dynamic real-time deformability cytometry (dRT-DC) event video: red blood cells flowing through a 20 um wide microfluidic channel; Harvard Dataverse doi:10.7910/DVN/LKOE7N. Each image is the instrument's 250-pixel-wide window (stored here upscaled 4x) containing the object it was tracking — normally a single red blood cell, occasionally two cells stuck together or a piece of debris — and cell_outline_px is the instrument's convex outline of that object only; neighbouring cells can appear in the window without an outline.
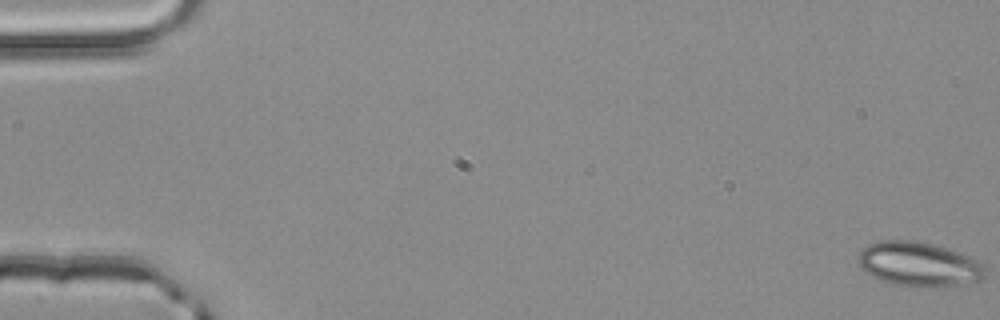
{"species": "common noctule bat (a hibernating species)", "species_latin": "Nyctalus noctula", "temperature_condition": "room temperature", "stored_images_in_passage": 54, "camera_frame_rate_fps": 3000, "um_per_image_px": 0.085, "animal": {"sex": "male", "body_mass_g": 20.4}, "frame": {"image": 1, "passage_image": 1, "time_ms": 0.0, "image_size_px": [1000, 320], "cell_outline_px": [[984, 280], [960, 284], [920, 288], [892, 284], [872, 276], [864, 272], [856, 256], [868, 244], [880, 240], [916, 240], [948, 248], [968, 256], [984, 264]], "centroid_in_image_um": [78.08, 22.46], "position_along_channel_um": 6.9, "area_um2": 33.0}}
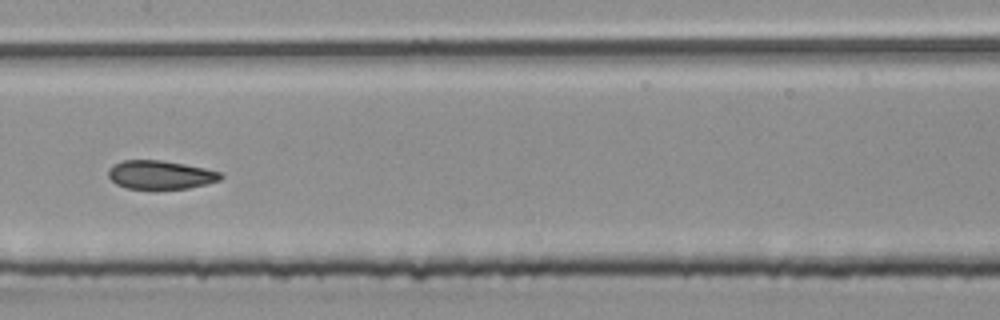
{"frame": {"image": 2, "passage_image": 28, "time_ms": 9.0, "image_size_px": [1000, 320], "cell_outline_px": [[224, 176], [220, 180], [188, 188], [128, 188], [116, 184], [108, 176], [108, 168], [112, 164], [120, 160], [160, 160], [184, 164], [204, 168], [220, 172]], "centroid_in_image_um": [13.59, 14.84], "position_along_channel_um": 193.8, "area_um2": 18.55}}
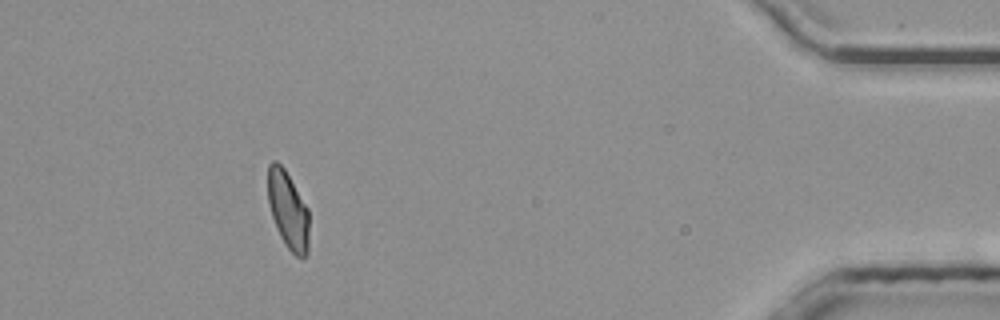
{"frame": {"image": 3, "passage_image": 49, "time_ms": 16.0, "image_size_px": [1000, 320], "cell_outline_px": [[308, 252], [304, 256], [296, 256], [288, 248], [280, 236], [276, 228], [268, 204], [268, 164], [272, 160], [276, 160], [284, 168], [308, 208]], "centroid_in_image_um": [24.47, 17.83], "position_along_channel_um": 410.7, "area_um2": 18.5}, "authors_computed_cell_mechanics": {"area_um2": 19.5653, "velocity_mm_per_s": 3.9788, "shape_relaxation_time_tau1_ms": null, "shape_relaxation_time_tau2_ms": 1.5905, "deformation_change_tau1": null, "deformation_change_tau2": 0.0799}}